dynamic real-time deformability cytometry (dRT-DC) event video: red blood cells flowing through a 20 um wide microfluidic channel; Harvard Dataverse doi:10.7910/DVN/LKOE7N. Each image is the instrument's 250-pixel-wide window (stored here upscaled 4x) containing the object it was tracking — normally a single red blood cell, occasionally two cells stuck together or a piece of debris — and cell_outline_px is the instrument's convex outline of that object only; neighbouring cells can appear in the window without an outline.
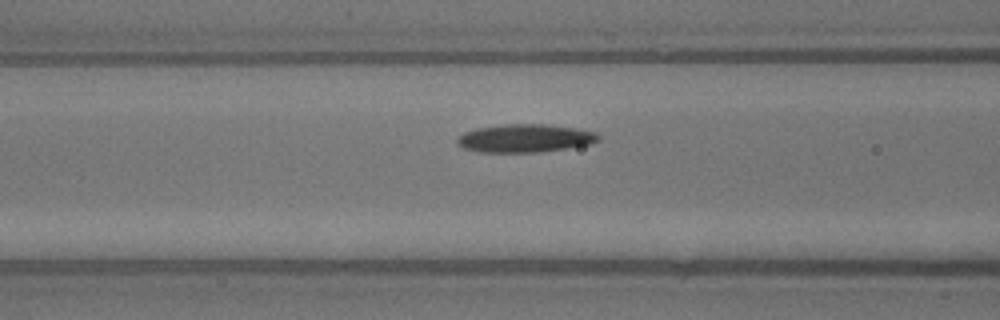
{"species": "common noctule bat (a hibernating species)", "species_latin": "Nyctalus noctula", "temperature_condition": "warm", "stored_images_in_passage": 12, "camera_frame_rate_fps": 3000, "um_per_image_px": 0.085, "animal": {"sex": "male", "body_mass_g": 13.3}, "frame": {"image": 1, "passage_image": 10, "time_ms": 3.0, "image_size_px": [1000, 320], "cell_outline_px": [[600, 140], [592, 144], [540, 152], [480, 152], [464, 148], [456, 144], [456, 140], [464, 132], [476, 128], [504, 124], [544, 124], [576, 128], [596, 132], [600, 136]], "centroid_in_image_um": [44.64, 11.75], "position_along_channel_um": 122.0, "area_um2": 23.24}}